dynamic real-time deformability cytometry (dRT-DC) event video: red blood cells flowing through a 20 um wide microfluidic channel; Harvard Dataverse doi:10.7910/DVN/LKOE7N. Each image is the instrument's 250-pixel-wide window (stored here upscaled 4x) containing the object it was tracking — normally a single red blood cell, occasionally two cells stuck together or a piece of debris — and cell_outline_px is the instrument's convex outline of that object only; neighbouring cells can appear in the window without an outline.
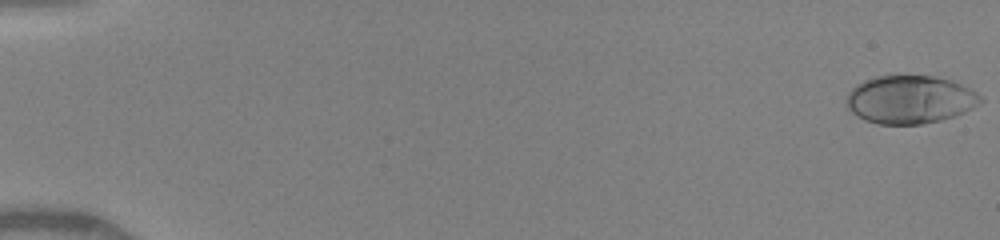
{"species": "human", "species_latin": "Homo sapiens", "temperature_condition": "warm", "stored_images_in_passage": 9, "camera_frame_rate_fps": 3000, "um_per_image_px": 0.085, "donor": {"sex": "female"}, "frame": {"image": 1, "passage_image": 1, "time_ms": 0.0, "image_size_px": [1000, 240], "cell_outline_px": [[984, 100], [972, 108], [964, 112], [940, 120], [920, 124], [880, 124], [864, 120], [852, 112], [848, 108], [844, 100], [848, 92], [856, 84], [864, 80], [876, 76], [932, 76], [952, 80], [972, 88], [984, 96]], "centroid_in_image_um": [77.36, 8.45], "position_along_channel_um": 7.6, "area_um2": 37.8}}
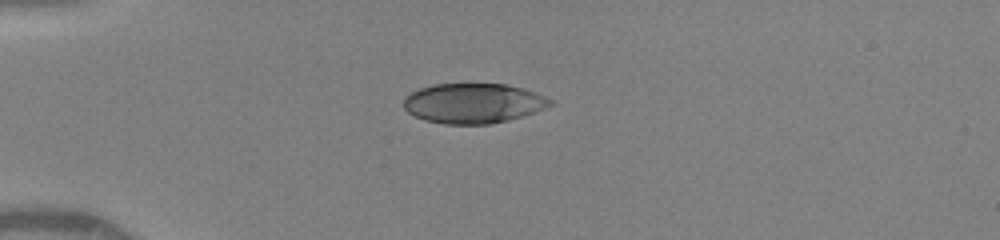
{"frame": {"image": 2, "passage_image": 7, "time_ms": 4.333, "image_size_px": [1000, 240], "cell_outline_px": [[556, 104], [508, 120], [488, 124], [444, 124], [424, 120], [408, 112], [404, 108], [404, 100], [412, 92], [420, 88], [432, 84], [504, 84], [524, 88], [536, 92], [556, 100]], "centroid_in_image_um": [40.27, 8.77], "position_along_channel_um": 44.7, "area_um2": 34.1}}